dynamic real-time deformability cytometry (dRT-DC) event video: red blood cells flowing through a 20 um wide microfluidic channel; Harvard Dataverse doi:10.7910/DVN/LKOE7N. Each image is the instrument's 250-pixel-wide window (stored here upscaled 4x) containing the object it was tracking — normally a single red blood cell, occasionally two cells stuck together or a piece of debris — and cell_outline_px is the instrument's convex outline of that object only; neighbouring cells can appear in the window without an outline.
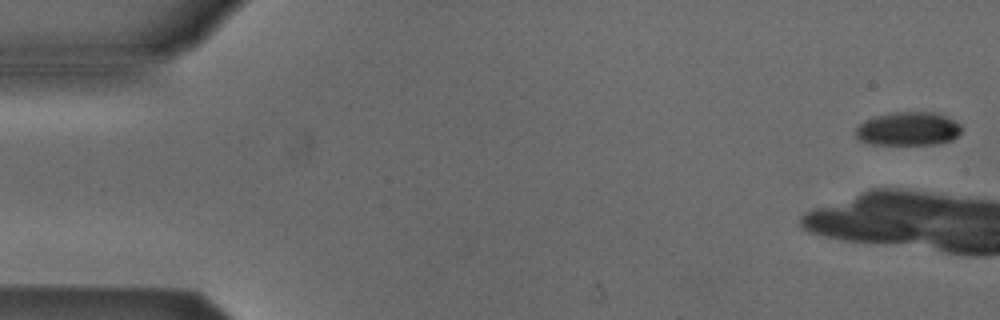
{"species": "Egyptian fruit bat (a non-hibernating species)", "species_latin": "Rousettus aegyptiacus", "temperature_condition": "cold", "stored_images_in_passage": 5, "camera_frame_rate_fps": 3000, "um_per_image_px": 0.085, "animal": {"sex": "male"}, "frame": {"image": 1, "passage_image": 1, "time_ms": 0.0, "image_size_px": [1000, 320], "cell_outline_px": [[960, 132], [952, 140], [936, 144], [872, 144], [860, 140], [856, 136], [856, 128], [860, 124], [872, 116], [896, 112], [932, 112], [944, 116], [960, 124]], "centroid_in_image_um": [77.17, 10.95], "position_along_channel_um": 7.8, "area_um2": 20.46}}